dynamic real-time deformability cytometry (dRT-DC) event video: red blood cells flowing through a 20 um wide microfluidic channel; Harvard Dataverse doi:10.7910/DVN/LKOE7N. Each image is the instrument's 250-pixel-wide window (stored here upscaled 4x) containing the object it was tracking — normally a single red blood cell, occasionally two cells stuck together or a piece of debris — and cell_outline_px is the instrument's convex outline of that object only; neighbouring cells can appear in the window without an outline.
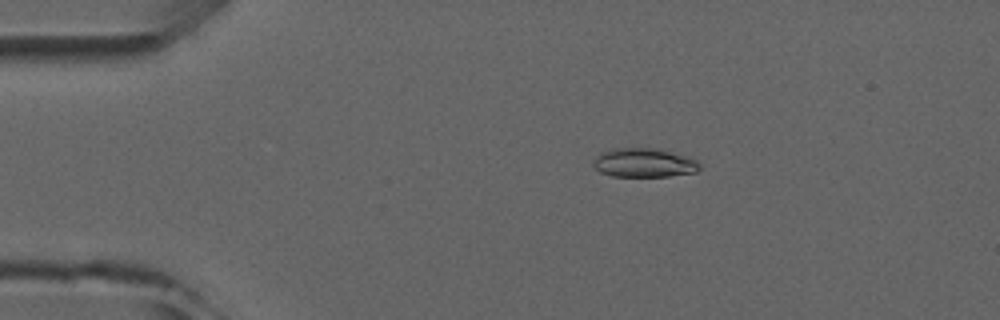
{"species": "common noctule bat (a hibernating species)", "species_latin": "Nyctalus noctula", "temperature_condition": "room temperature", "stored_images_in_passage": 6, "camera_frame_rate_fps": 3000, "um_per_image_px": 0.085, "animal": {"sex": "male", "forearm_length_mm": 52.5}, "frame": {"image": 1, "passage_image": 3, "time_ms": 2.333, "image_size_px": [1000, 320], "cell_outline_px": [[700, 168], [696, 172], [668, 176], [612, 176], [600, 172], [592, 164], [592, 160], [600, 152], [608, 148], [660, 148], [688, 156], [696, 160], [700, 164]], "centroid_in_image_um": [54.72, 13.81], "position_along_channel_um": 30.3, "area_um2": 18.26}}
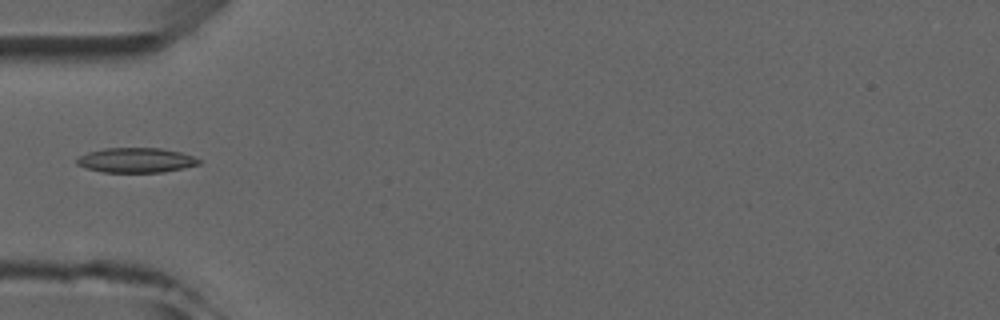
{"frame": {"image": 2, "passage_image": 5, "time_ms": 4.667, "image_size_px": [1000, 320], "cell_outline_px": [[200, 164], [184, 168], [164, 172], [104, 172], [88, 168], [76, 164], [76, 160], [80, 156], [88, 152], [104, 148], [160, 148], [180, 152], [192, 156], [200, 160]], "centroid_in_image_um": [11.57, 13.61], "position_along_channel_um": 73.4, "area_um2": 17.51}}
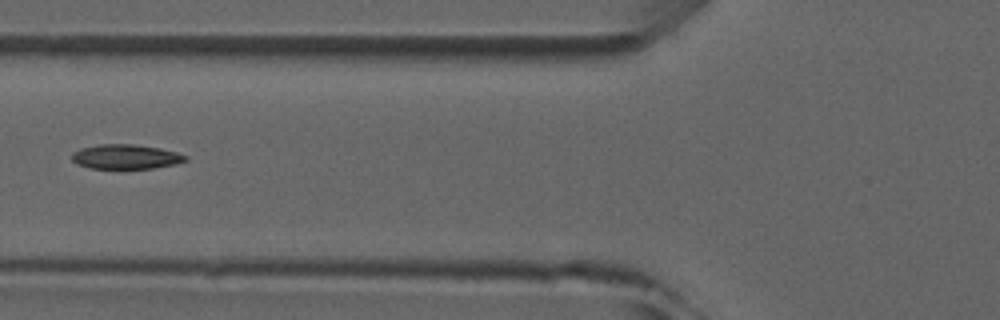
{"frame": {"image": 3, "passage_image": 6, "time_ms": 5.667, "image_size_px": [1000, 320], "cell_outline_px": [[188, 160], [176, 164], [152, 168], [88, 168], [76, 164], [72, 160], [72, 152], [80, 148], [100, 144], [132, 144], [160, 148], [176, 152], [188, 156]], "centroid_in_image_um": [10.68, 13.32], "position_along_channel_um": 115.1, "area_um2": 16.3}}